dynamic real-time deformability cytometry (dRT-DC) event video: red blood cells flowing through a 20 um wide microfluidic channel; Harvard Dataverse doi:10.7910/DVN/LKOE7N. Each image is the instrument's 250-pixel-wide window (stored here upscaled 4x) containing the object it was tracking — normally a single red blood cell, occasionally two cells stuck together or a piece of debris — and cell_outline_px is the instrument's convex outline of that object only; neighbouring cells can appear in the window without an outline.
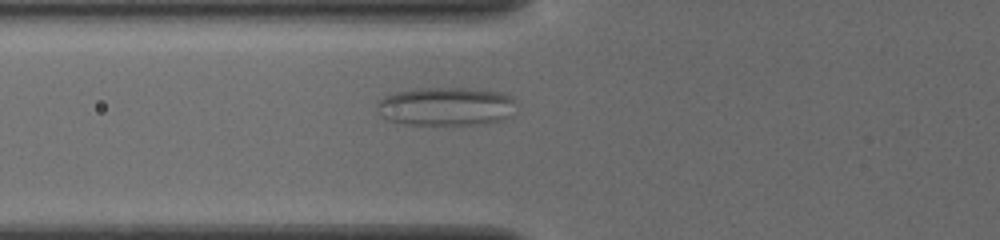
{"species": "common noctule bat (a hibernating species)", "species_latin": "Nyctalus noctula", "temperature_condition": "cold", "stored_images_in_passage": 48, "camera_frame_rate_fps": 3000, "um_per_image_px": 0.085, "animal": {"sex": "female", "body_mass_g": 19.5, "forearm_length_mm": 54.1}, "frame": {"image": 1, "passage_image": 19, "time_ms": 6.0, "image_size_px": [1000, 240], "cell_outline_px": [[516, 100], [512, 116], [500, 120], [472, 124], [408, 124], [388, 120], [384, 116], [376, 104], [384, 96], [396, 92], [416, 88], [468, 88], [504, 92], [512, 96]], "centroid_in_image_um": [37.97, 9.02], "position_along_channel_um": 87.8, "area_um2": 31.1}}
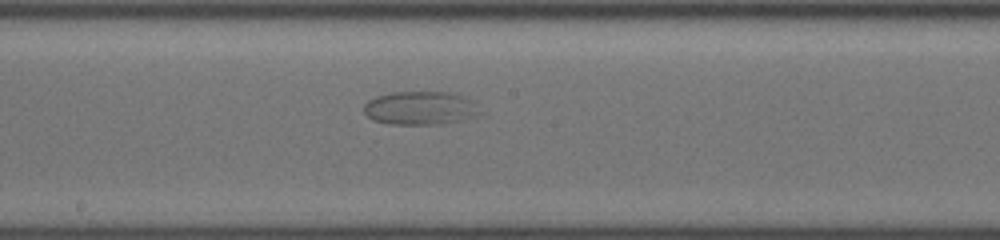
{"frame": {"image": 2, "passage_image": 28, "time_ms": 9.0, "image_size_px": [1000, 240], "cell_outline_px": [[484, 112], [460, 120], [440, 124], [392, 124], [372, 120], [364, 112], [364, 104], [368, 100], [376, 96], [392, 92], [452, 92], [472, 100]], "centroid_in_image_um": [35.72, 9.18], "position_along_channel_um": 212.5, "area_um2": 22.66}}
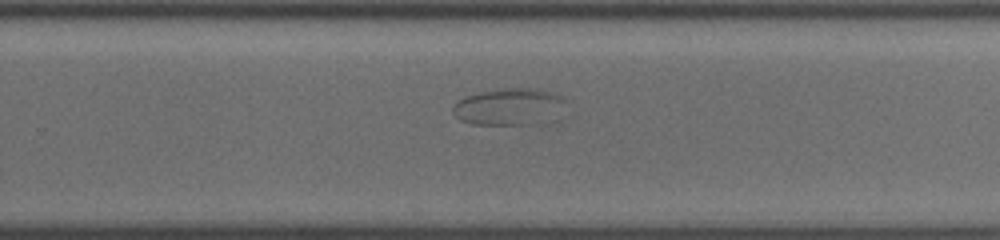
{"frame": {"image": 3, "passage_image": 34, "time_ms": 11.0, "image_size_px": [1000, 240], "cell_outline_px": [[564, 100], [528, 124], [472, 124], [460, 120], [452, 112], [452, 104], [468, 96], [480, 92], [504, 88], [536, 88], [556, 92], [564, 96]], "centroid_in_image_um": [43.02, 9.01], "position_along_channel_um": 286.8, "area_um2": 22.48}}